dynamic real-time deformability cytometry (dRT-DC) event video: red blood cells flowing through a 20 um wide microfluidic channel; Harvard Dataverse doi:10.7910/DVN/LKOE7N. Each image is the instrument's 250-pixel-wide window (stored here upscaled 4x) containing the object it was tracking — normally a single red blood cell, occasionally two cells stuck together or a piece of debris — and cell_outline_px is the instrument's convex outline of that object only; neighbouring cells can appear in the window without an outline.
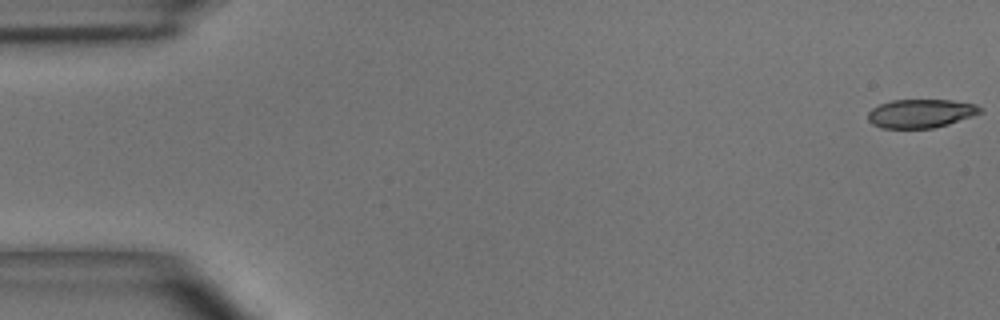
{"species": "common noctule bat (a hibernating species)", "species_latin": "Nyctalus noctula", "temperature_condition": "room temperature", "stored_images_in_passage": 13, "camera_frame_rate_fps": 3000, "um_per_image_px": 0.085, "animal": {"sex": "male", "body_mass_g": 15.6}, "frame": {"image": 1, "passage_image": 1, "time_ms": 0.0, "image_size_px": [1000, 320], "cell_outline_px": [[984, 112], [948, 124], [932, 128], [880, 128], [872, 124], [868, 120], [868, 112], [872, 108], [880, 104], [892, 100], [952, 100], [976, 104], [984, 108]], "centroid_in_image_um": [78.29, 9.64], "position_along_channel_um": 6.7, "area_um2": 18.84}}
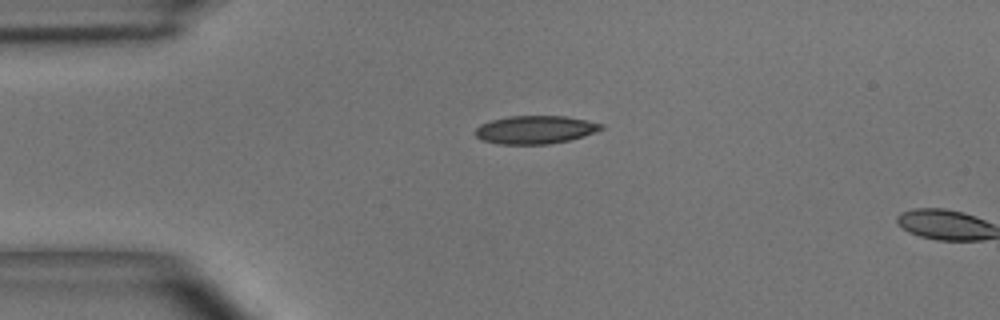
{"frame": {"image": 2, "passage_image": 12, "time_ms": 3.667, "image_size_px": [1000, 320], "cell_outline_px": [[604, 128], [584, 136], [568, 140], [548, 144], [500, 144], [484, 140], [476, 136], [476, 128], [480, 124], [492, 120], [508, 116], [564, 116], [604, 124]], "centroid_in_image_um": [45.5, 11.02], "position_along_channel_um": 39.5, "area_um2": 20.4}}